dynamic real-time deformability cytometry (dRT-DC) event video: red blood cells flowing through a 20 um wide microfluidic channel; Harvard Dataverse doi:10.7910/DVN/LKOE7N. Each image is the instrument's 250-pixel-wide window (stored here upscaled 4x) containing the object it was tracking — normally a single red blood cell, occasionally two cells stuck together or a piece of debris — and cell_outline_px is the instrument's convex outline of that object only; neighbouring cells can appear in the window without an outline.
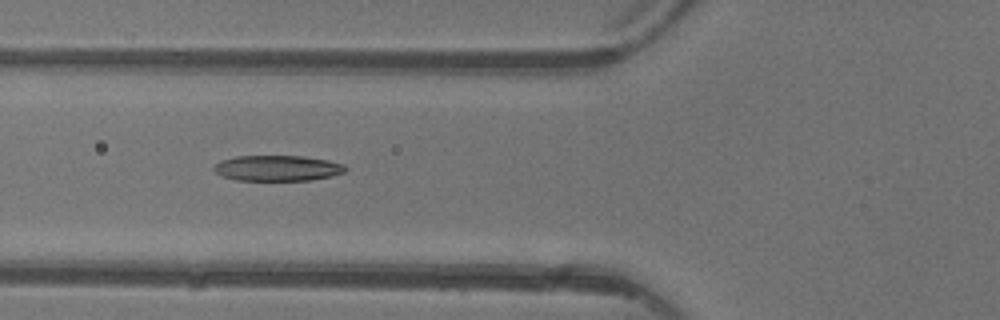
{"species": "common noctule bat (a hibernating species)", "species_latin": "Nyctalus noctula", "temperature_condition": "warm", "stored_images_in_passage": 6, "camera_frame_rate_fps": 3000, "um_per_image_px": 0.085, "animal": {"sex": "female"}, "frame": {"image": 1, "passage_image": 6, "time_ms": 5.667, "image_size_px": [1000, 320], "cell_outline_px": [[348, 168], [344, 172], [332, 176], [312, 180], [236, 180], [224, 176], [216, 172], [212, 168], [220, 160], [236, 156], [304, 156], [328, 160], [344, 164]], "centroid_in_image_um": [23.61, 14.29], "position_along_channel_um": 102.2, "area_um2": 19.65}}